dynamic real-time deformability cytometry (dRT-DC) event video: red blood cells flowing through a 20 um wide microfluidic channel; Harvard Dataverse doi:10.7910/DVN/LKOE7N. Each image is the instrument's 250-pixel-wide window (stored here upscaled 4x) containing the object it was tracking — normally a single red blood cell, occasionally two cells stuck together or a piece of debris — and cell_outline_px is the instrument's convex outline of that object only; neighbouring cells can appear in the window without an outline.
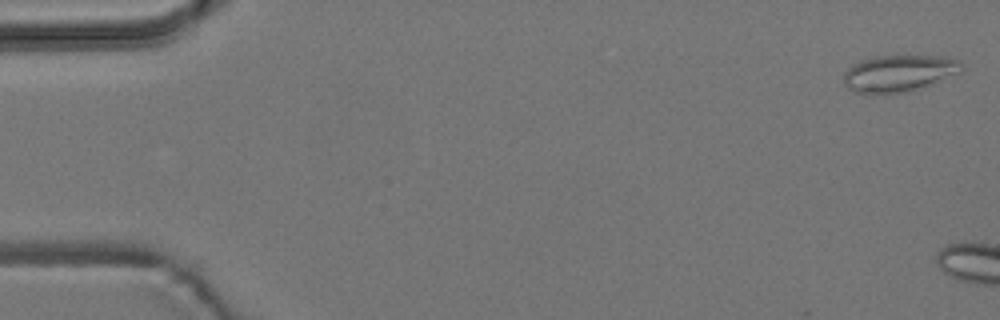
{"species": "common noctule bat (a hibernating species)", "species_latin": "Nyctalus noctula", "temperature_condition": "room temperature", "stored_images_in_passage": 4, "camera_frame_rate_fps": 3000, "um_per_image_px": 0.085, "animal": {"sex": "male", "body_mass_g": 19.2, "forearm_length_mm": 51.8}, "frame": {"image": 1, "passage_image": 1, "time_ms": 0.0, "image_size_px": [1000, 320], "cell_outline_px": [[964, 68], [960, 72], [924, 88], [908, 92], [872, 96], [868, 96], [852, 92], [844, 84], [844, 72], [852, 64], [860, 60], [876, 56], [948, 56], [960, 60], [964, 64]], "centroid_in_image_um": [76.4, 6.27], "position_along_channel_um": 8.6, "area_um2": 26.24}}